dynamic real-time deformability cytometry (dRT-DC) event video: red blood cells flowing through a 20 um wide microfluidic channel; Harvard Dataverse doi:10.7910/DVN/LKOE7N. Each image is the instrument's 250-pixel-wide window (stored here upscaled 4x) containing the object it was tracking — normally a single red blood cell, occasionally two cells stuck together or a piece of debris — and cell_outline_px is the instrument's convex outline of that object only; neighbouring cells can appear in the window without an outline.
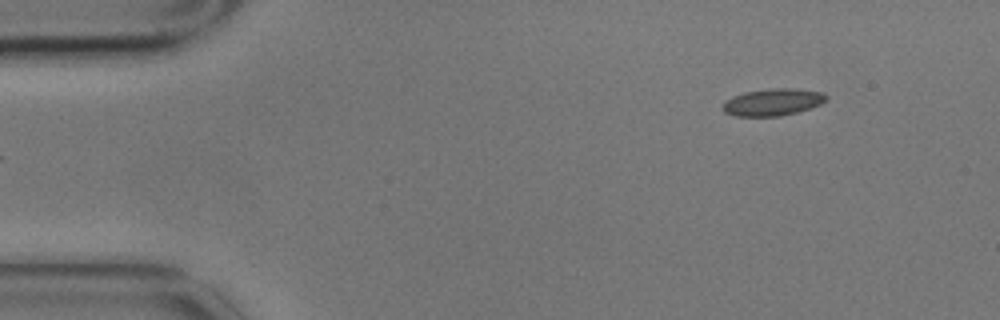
{"species": "common noctule bat (a hibernating species)", "species_latin": "Nyctalus noctula", "temperature_condition": "cold", "stored_images_in_passage": 5, "segment_of_instrument_passage": [2, 2], "camera_frame_rate_fps": 3000, "um_per_image_px": 0.085, "animal": {"sex": "male", "body_mass_g": 17.9}, "frame": {"image": 1, "passage_image": 5, "time_ms": 1.333, "image_size_px": [1000, 320], "cell_outline_px": [[828, 96], [820, 104], [796, 112], [780, 116], [736, 116], [724, 112], [724, 104], [732, 96], [744, 92], [772, 88], [796, 88], [824, 92]], "centroid_in_image_um": [65.7, 8.67], "position_along_channel_um": 19.3, "area_um2": 16.13}}